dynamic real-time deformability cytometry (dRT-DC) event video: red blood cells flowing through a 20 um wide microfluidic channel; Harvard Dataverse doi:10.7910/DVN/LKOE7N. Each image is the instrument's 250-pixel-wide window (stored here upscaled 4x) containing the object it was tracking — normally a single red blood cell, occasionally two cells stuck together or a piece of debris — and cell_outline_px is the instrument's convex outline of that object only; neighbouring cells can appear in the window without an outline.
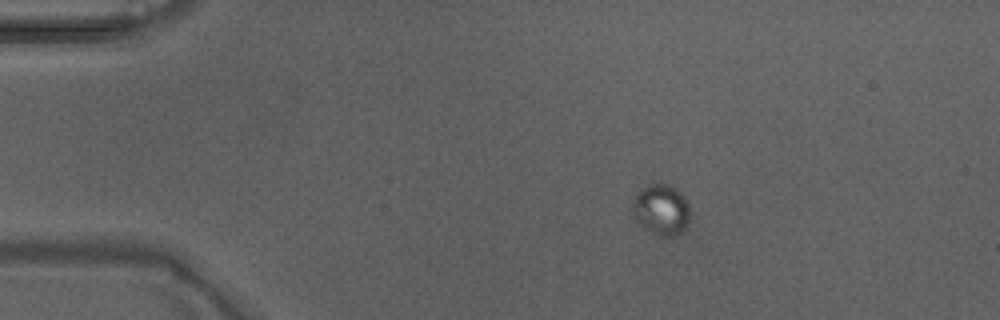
{"species": "Egyptian fruit bat (a non-hibernating species)", "species_latin": "Rousettus aegyptiacus", "temperature_condition": "warm", "stored_images_in_passage": 5, "camera_frame_rate_fps": 3000, "um_per_image_px": 0.085, "animal": {"sex": "male"}, "frame": {"image": 1, "passage_image": 2, "time_ms": 0.333, "image_size_px": [1000, 320], "cell_outline_px": [[688, 220], [684, 228], [680, 232], [672, 236], [660, 236], [644, 228], [640, 224], [632, 212], [632, 204], [636, 196], [648, 184], [668, 184], [680, 192], [684, 196], [688, 204]], "centroid_in_image_um": [56.2, 17.82], "position_along_channel_um": 28.8, "area_um2": 16.53}}
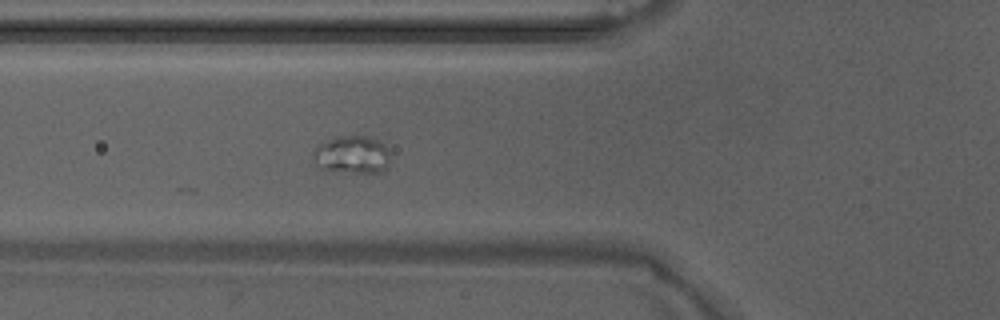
{"frame": {"image": 2, "passage_image": 5, "time_ms": 1.333, "image_size_px": [1000, 320], "cell_outline_px": [[388, 168], [384, 172], [332, 172], [320, 168], [316, 164], [316, 148], [320, 144], [336, 136], [364, 136], [380, 140], [384, 144], [388, 152]], "centroid_in_image_um": [29.96, 13.17], "position_along_channel_um": 95.8, "area_um2": 16.82}}